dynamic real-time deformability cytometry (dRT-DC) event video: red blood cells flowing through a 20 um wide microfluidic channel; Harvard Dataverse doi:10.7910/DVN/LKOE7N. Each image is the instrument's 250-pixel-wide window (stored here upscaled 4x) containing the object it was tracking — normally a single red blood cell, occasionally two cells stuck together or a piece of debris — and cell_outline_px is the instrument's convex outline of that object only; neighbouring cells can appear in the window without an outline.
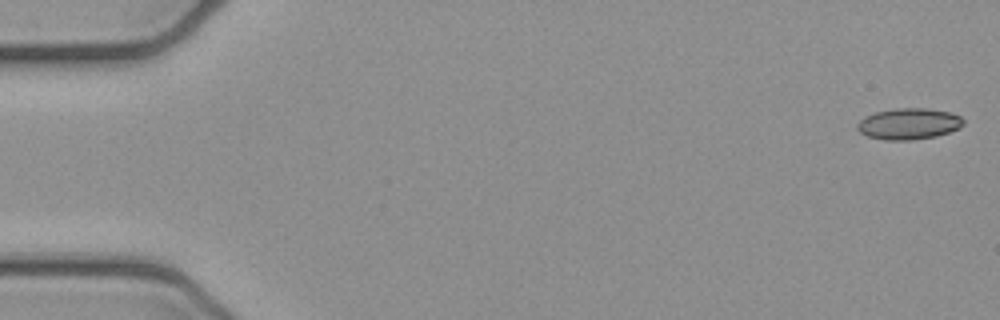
{"species": "common noctule bat (a hibernating species)", "species_latin": "Nyctalus noctula", "temperature_condition": "cold", "stored_images_in_passage": 52, "camera_frame_rate_fps": 3000, "um_per_image_px": 0.085, "animal": {"sex": "female", "body_mass_g": 21.9}, "frame": {"image": 1, "passage_image": 1, "time_ms": 0.0, "image_size_px": [1000, 320], "cell_outline_px": [[964, 124], [960, 128], [936, 136], [912, 140], [884, 140], [868, 136], [860, 132], [856, 128], [856, 124], [864, 116], [876, 112], [896, 108], [924, 108], [948, 112], [960, 116], [964, 120]], "centroid_in_image_um": [77.23, 10.53], "position_along_channel_um": 7.8, "area_um2": 19.31}}
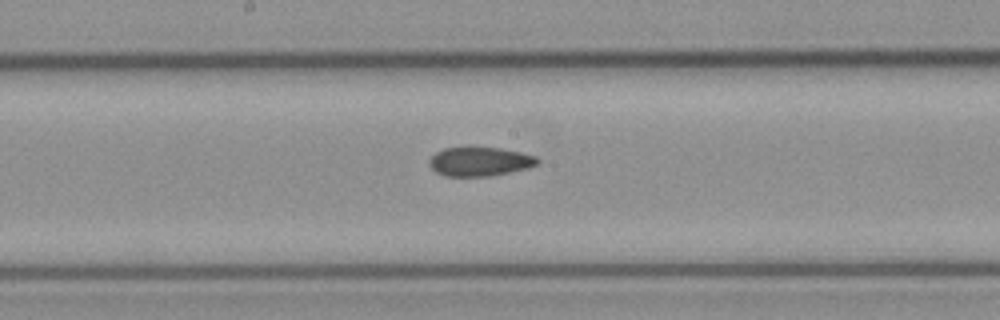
{"frame": {"image": 2, "passage_image": 27, "time_ms": 8.667, "image_size_px": [1000, 320], "cell_outline_px": [[540, 164], [528, 168], [488, 176], [444, 176], [436, 172], [428, 164], [428, 160], [436, 152], [444, 148], [500, 148], [520, 152], [536, 156], [540, 160]], "centroid_in_image_um": [40.79, 13.74], "position_along_channel_um": 207.4, "area_um2": 18.21}}
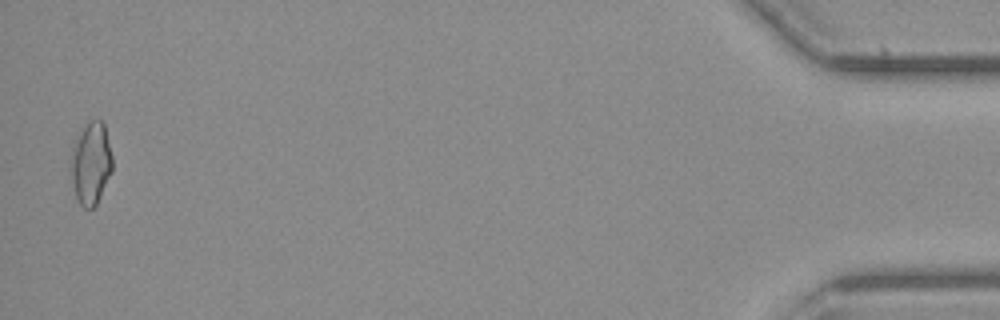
{"frame": {"image": 3, "passage_image": 51, "time_ms": 16.667, "image_size_px": [1000, 320], "cell_outline_px": [[112, 172], [96, 204], [92, 208], [84, 208], [80, 204], [76, 196], [68, 168], [72, 148], [76, 136], [92, 120], [100, 120], [104, 124], [112, 156]], "centroid_in_image_um": [7.7, 13.9], "position_along_channel_um": 427.5, "area_um2": 19.94}, "authors_computed_cell_mechanics": {"area_um2": 18.9295, "velocity_mm_per_s": 3.9494, "shape_relaxation_time_tau1_ms": null, "shape_relaxation_time_tau2_ms": 3.5148, "deformation_change_tau1": null, "deformation_change_tau2": 0.0952}}